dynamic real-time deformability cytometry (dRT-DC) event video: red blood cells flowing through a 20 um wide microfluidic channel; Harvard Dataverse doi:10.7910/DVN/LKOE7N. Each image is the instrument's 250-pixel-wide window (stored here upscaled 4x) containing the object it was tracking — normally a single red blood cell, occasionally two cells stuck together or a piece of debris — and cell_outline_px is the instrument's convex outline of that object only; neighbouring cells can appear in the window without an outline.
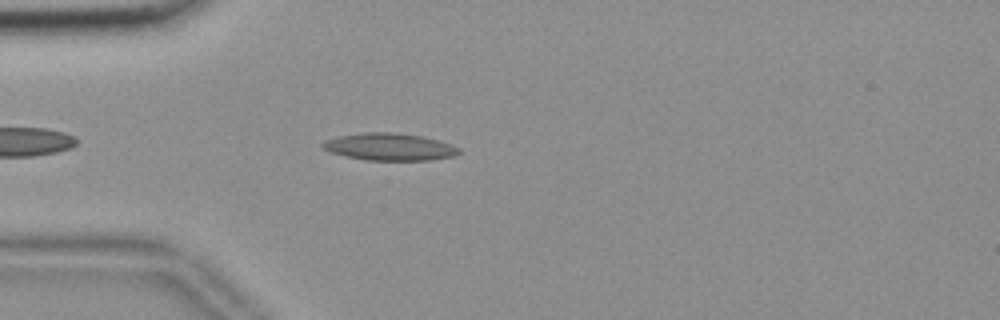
{"species": "common noctule bat (a hibernating species)", "species_latin": "Nyctalus noctula", "temperature_condition": "room temperature", "stored_images_in_passage": 45, "camera_frame_rate_fps": 3000, "um_per_image_px": 0.085, "animal": {"sex": "female", "body_mass_g": 18.4}, "frame": {"image": 1, "passage_image": 5, "time_ms": 1.333, "image_size_px": [1000, 320], "cell_outline_px": [[460, 152], [452, 156], [432, 160], [364, 160], [332, 152], [324, 148], [320, 144], [324, 140], [340, 136], [364, 132], [396, 132], [424, 136], [452, 144], [460, 148]], "centroid_in_image_um": [33.14, 12.47], "position_along_channel_um": 51.9, "area_um2": 21.62}}
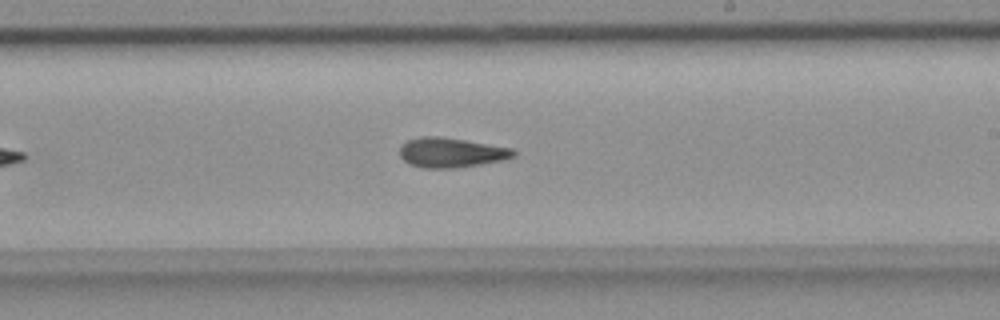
{"frame": {"image": 2, "passage_image": 22, "time_ms": 7.0, "image_size_px": [1000, 320], "cell_outline_px": [[516, 156], [504, 160], [456, 168], [424, 168], [408, 164], [400, 156], [400, 144], [408, 140], [420, 136], [440, 136], [512, 148], [516, 152]], "centroid_in_image_um": [38.33, 12.97], "position_along_channel_um": 250.7, "area_um2": 19.83}}
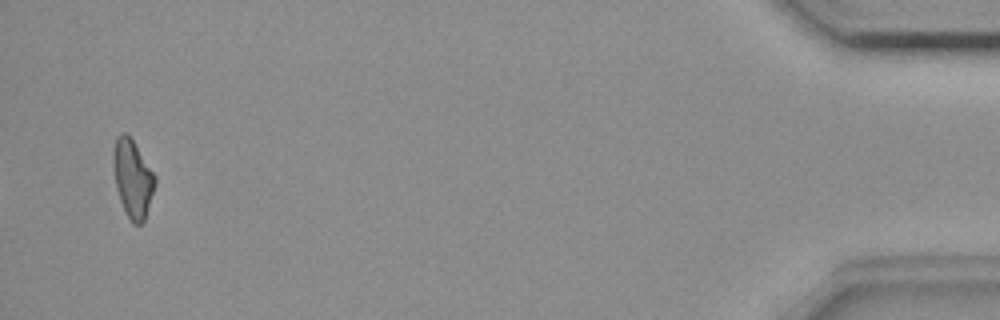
{"frame": {"image": 3, "passage_image": 43, "time_ms": 14.0, "image_size_px": [1000, 320], "cell_outline_px": [[156, 184], [144, 220], [140, 224], [132, 224], [124, 212], [116, 188], [112, 168], [112, 152], [116, 136], [120, 132], [124, 132], [132, 140], [156, 176]], "centroid_in_image_um": [11.24, 15.18], "position_along_channel_um": 424.0, "area_um2": 19.07}, "authors_computed_cell_mechanics": {"area_um2": 19.5364, "velocity_mm_per_s": 3.6822, "shape_relaxation_time_tau1_ms": null, "shape_relaxation_time_tau2_ms": 6.0437, "deformation_change_tau1": null, "deformation_change_tau2": 0.1533}}